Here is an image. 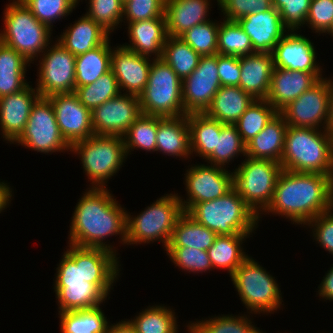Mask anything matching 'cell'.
Listing matches in <instances>:
<instances>
[{
    "mask_svg": "<svg viewBox=\"0 0 333 333\" xmlns=\"http://www.w3.org/2000/svg\"><path fill=\"white\" fill-rule=\"evenodd\" d=\"M39 97L36 87L28 85L20 92L0 98V128L7 143L13 144L24 131L32 106Z\"/></svg>",
    "mask_w": 333,
    "mask_h": 333,
    "instance_id": "obj_20",
    "label": "cell"
},
{
    "mask_svg": "<svg viewBox=\"0 0 333 333\" xmlns=\"http://www.w3.org/2000/svg\"><path fill=\"white\" fill-rule=\"evenodd\" d=\"M173 308L153 305L129 319L137 333H178L177 317Z\"/></svg>",
    "mask_w": 333,
    "mask_h": 333,
    "instance_id": "obj_39",
    "label": "cell"
},
{
    "mask_svg": "<svg viewBox=\"0 0 333 333\" xmlns=\"http://www.w3.org/2000/svg\"><path fill=\"white\" fill-rule=\"evenodd\" d=\"M322 78H324L322 77V73H310L274 67L266 100L280 112Z\"/></svg>",
    "mask_w": 333,
    "mask_h": 333,
    "instance_id": "obj_22",
    "label": "cell"
},
{
    "mask_svg": "<svg viewBox=\"0 0 333 333\" xmlns=\"http://www.w3.org/2000/svg\"><path fill=\"white\" fill-rule=\"evenodd\" d=\"M254 100L239 86H221L204 113L222 124L234 125Z\"/></svg>",
    "mask_w": 333,
    "mask_h": 333,
    "instance_id": "obj_30",
    "label": "cell"
},
{
    "mask_svg": "<svg viewBox=\"0 0 333 333\" xmlns=\"http://www.w3.org/2000/svg\"><path fill=\"white\" fill-rule=\"evenodd\" d=\"M274 67L310 73H322L311 40L296 31H288L272 51ZM318 63V64H317Z\"/></svg>",
    "mask_w": 333,
    "mask_h": 333,
    "instance_id": "obj_19",
    "label": "cell"
},
{
    "mask_svg": "<svg viewBox=\"0 0 333 333\" xmlns=\"http://www.w3.org/2000/svg\"><path fill=\"white\" fill-rule=\"evenodd\" d=\"M58 312L90 309L101 306L107 295L95 284L76 283L66 287H54Z\"/></svg>",
    "mask_w": 333,
    "mask_h": 333,
    "instance_id": "obj_32",
    "label": "cell"
},
{
    "mask_svg": "<svg viewBox=\"0 0 333 333\" xmlns=\"http://www.w3.org/2000/svg\"><path fill=\"white\" fill-rule=\"evenodd\" d=\"M138 97L142 114L163 118L184 115L182 80L162 58L153 57L148 82Z\"/></svg>",
    "mask_w": 333,
    "mask_h": 333,
    "instance_id": "obj_10",
    "label": "cell"
},
{
    "mask_svg": "<svg viewBox=\"0 0 333 333\" xmlns=\"http://www.w3.org/2000/svg\"><path fill=\"white\" fill-rule=\"evenodd\" d=\"M326 130L333 137V81H332V89L329 100L328 124Z\"/></svg>",
    "mask_w": 333,
    "mask_h": 333,
    "instance_id": "obj_60",
    "label": "cell"
},
{
    "mask_svg": "<svg viewBox=\"0 0 333 333\" xmlns=\"http://www.w3.org/2000/svg\"><path fill=\"white\" fill-rule=\"evenodd\" d=\"M217 2L224 19L228 21H238L249 14H257L273 7L272 0H217Z\"/></svg>",
    "mask_w": 333,
    "mask_h": 333,
    "instance_id": "obj_53",
    "label": "cell"
},
{
    "mask_svg": "<svg viewBox=\"0 0 333 333\" xmlns=\"http://www.w3.org/2000/svg\"><path fill=\"white\" fill-rule=\"evenodd\" d=\"M30 64L15 49L0 41V98L20 92L29 85L25 77Z\"/></svg>",
    "mask_w": 333,
    "mask_h": 333,
    "instance_id": "obj_31",
    "label": "cell"
},
{
    "mask_svg": "<svg viewBox=\"0 0 333 333\" xmlns=\"http://www.w3.org/2000/svg\"><path fill=\"white\" fill-rule=\"evenodd\" d=\"M117 255L103 248L81 247L82 277L97 285L107 296L120 273Z\"/></svg>",
    "mask_w": 333,
    "mask_h": 333,
    "instance_id": "obj_23",
    "label": "cell"
},
{
    "mask_svg": "<svg viewBox=\"0 0 333 333\" xmlns=\"http://www.w3.org/2000/svg\"><path fill=\"white\" fill-rule=\"evenodd\" d=\"M311 0H272V6L279 11L284 26L297 31L305 25Z\"/></svg>",
    "mask_w": 333,
    "mask_h": 333,
    "instance_id": "obj_51",
    "label": "cell"
},
{
    "mask_svg": "<svg viewBox=\"0 0 333 333\" xmlns=\"http://www.w3.org/2000/svg\"><path fill=\"white\" fill-rule=\"evenodd\" d=\"M326 33L329 34L333 38V22Z\"/></svg>",
    "mask_w": 333,
    "mask_h": 333,
    "instance_id": "obj_61",
    "label": "cell"
},
{
    "mask_svg": "<svg viewBox=\"0 0 333 333\" xmlns=\"http://www.w3.org/2000/svg\"><path fill=\"white\" fill-rule=\"evenodd\" d=\"M287 124L278 113L252 140L246 144V156L281 162Z\"/></svg>",
    "mask_w": 333,
    "mask_h": 333,
    "instance_id": "obj_29",
    "label": "cell"
},
{
    "mask_svg": "<svg viewBox=\"0 0 333 333\" xmlns=\"http://www.w3.org/2000/svg\"><path fill=\"white\" fill-rule=\"evenodd\" d=\"M247 313L269 314L280 309L283 302L275 277L248 256L230 276Z\"/></svg>",
    "mask_w": 333,
    "mask_h": 333,
    "instance_id": "obj_8",
    "label": "cell"
},
{
    "mask_svg": "<svg viewBox=\"0 0 333 333\" xmlns=\"http://www.w3.org/2000/svg\"><path fill=\"white\" fill-rule=\"evenodd\" d=\"M39 59V78L35 86L41 97L75 91L76 56L56 41Z\"/></svg>",
    "mask_w": 333,
    "mask_h": 333,
    "instance_id": "obj_12",
    "label": "cell"
},
{
    "mask_svg": "<svg viewBox=\"0 0 333 333\" xmlns=\"http://www.w3.org/2000/svg\"><path fill=\"white\" fill-rule=\"evenodd\" d=\"M110 38L102 45L76 56L75 87L94 83L111 69Z\"/></svg>",
    "mask_w": 333,
    "mask_h": 333,
    "instance_id": "obj_35",
    "label": "cell"
},
{
    "mask_svg": "<svg viewBox=\"0 0 333 333\" xmlns=\"http://www.w3.org/2000/svg\"><path fill=\"white\" fill-rule=\"evenodd\" d=\"M250 37L254 52L272 53L274 47L289 31L283 24L280 13L274 7L249 14L237 21Z\"/></svg>",
    "mask_w": 333,
    "mask_h": 333,
    "instance_id": "obj_21",
    "label": "cell"
},
{
    "mask_svg": "<svg viewBox=\"0 0 333 333\" xmlns=\"http://www.w3.org/2000/svg\"><path fill=\"white\" fill-rule=\"evenodd\" d=\"M106 188H87L76 204L70 223L69 242L79 247L103 248L116 254L106 244L109 236H119L126 244L127 211Z\"/></svg>",
    "mask_w": 333,
    "mask_h": 333,
    "instance_id": "obj_1",
    "label": "cell"
},
{
    "mask_svg": "<svg viewBox=\"0 0 333 333\" xmlns=\"http://www.w3.org/2000/svg\"><path fill=\"white\" fill-rule=\"evenodd\" d=\"M333 208V177L320 173L282 170L272 202L263 213L286 217L296 225Z\"/></svg>",
    "mask_w": 333,
    "mask_h": 333,
    "instance_id": "obj_2",
    "label": "cell"
},
{
    "mask_svg": "<svg viewBox=\"0 0 333 333\" xmlns=\"http://www.w3.org/2000/svg\"><path fill=\"white\" fill-rule=\"evenodd\" d=\"M220 87L217 54L201 56L196 69L182 80L184 115L204 113Z\"/></svg>",
    "mask_w": 333,
    "mask_h": 333,
    "instance_id": "obj_15",
    "label": "cell"
},
{
    "mask_svg": "<svg viewBox=\"0 0 333 333\" xmlns=\"http://www.w3.org/2000/svg\"><path fill=\"white\" fill-rule=\"evenodd\" d=\"M190 132L191 155L197 153L206 159L216 147L217 136L224 125L220 121L207 116L205 113L187 114Z\"/></svg>",
    "mask_w": 333,
    "mask_h": 333,
    "instance_id": "obj_34",
    "label": "cell"
},
{
    "mask_svg": "<svg viewBox=\"0 0 333 333\" xmlns=\"http://www.w3.org/2000/svg\"><path fill=\"white\" fill-rule=\"evenodd\" d=\"M152 59L140 55L120 44L111 54V70L114 73L120 92L139 96L149 78ZM123 89V90H122Z\"/></svg>",
    "mask_w": 333,
    "mask_h": 333,
    "instance_id": "obj_18",
    "label": "cell"
},
{
    "mask_svg": "<svg viewBox=\"0 0 333 333\" xmlns=\"http://www.w3.org/2000/svg\"><path fill=\"white\" fill-rule=\"evenodd\" d=\"M251 234L217 235L207 254L213 269H224L231 276L239 265L249 256L242 244ZM248 236V237H247Z\"/></svg>",
    "mask_w": 333,
    "mask_h": 333,
    "instance_id": "obj_33",
    "label": "cell"
},
{
    "mask_svg": "<svg viewBox=\"0 0 333 333\" xmlns=\"http://www.w3.org/2000/svg\"><path fill=\"white\" fill-rule=\"evenodd\" d=\"M186 171L184 184L188 197L185 200L179 196L184 212L192 204L220 198L233 188V174L224 167L196 164Z\"/></svg>",
    "mask_w": 333,
    "mask_h": 333,
    "instance_id": "obj_14",
    "label": "cell"
},
{
    "mask_svg": "<svg viewBox=\"0 0 333 333\" xmlns=\"http://www.w3.org/2000/svg\"><path fill=\"white\" fill-rule=\"evenodd\" d=\"M333 22V0H311L305 22L315 33H326Z\"/></svg>",
    "mask_w": 333,
    "mask_h": 333,
    "instance_id": "obj_54",
    "label": "cell"
},
{
    "mask_svg": "<svg viewBox=\"0 0 333 333\" xmlns=\"http://www.w3.org/2000/svg\"><path fill=\"white\" fill-rule=\"evenodd\" d=\"M331 89L332 80L322 78L279 113L289 126L326 130Z\"/></svg>",
    "mask_w": 333,
    "mask_h": 333,
    "instance_id": "obj_13",
    "label": "cell"
},
{
    "mask_svg": "<svg viewBox=\"0 0 333 333\" xmlns=\"http://www.w3.org/2000/svg\"><path fill=\"white\" fill-rule=\"evenodd\" d=\"M217 67L221 86H239V57L217 54Z\"/></svg>",
    "mask_w": 333,
    "mask_h": 333,
    "instance_id": "obj_56",
    "label": "cell"
},
{
    "mask_svg": "<svg viewBox=\"0 0 333 333\" xmlns=\"http://www.w3.org/2000/svg\"><path fill=\"white\" fill-rule=\"evenodd\" d=\"M3 17L4 29L0 32V41L30 63L50 45L53 30L37 20L21 0L7 4Z\"/></svg>",
    "mask_w": 333,
    "mask_h": 333,
    "instance_id": "obj_5",
    "label": "cell"
},
{
    "mask_svg": "<svg viewBox=\"0 0 333 333\" xmlns=\"http://www.w3.org/2000/svg\"><path fill=\"white\" fill-rule=\"evenodd\" d=\"M239 87L254 99H266L274 69L272 53L255 52L239 57Z\"/></svg>",
    "mask_w": 333,
    "mask_h": 333,
    "instance_id": "obj_24",
    "label": "cell"
},
{
    "mask_svg": "<svg viewBox=\"0 0 333 333\" xmlns=\"http://www.w3.org/2000/svg\"><path fill=\"white\" fill-rule=\"evenodd\" d=\"M184 213L178 193L162 196L137 216L127 212L126 245L159 240L167 248L173 229Z\"/></svg>",
    "mask_w": 333,
    "mask_h": 333,
    "instance_id": "obj_6",
    "label": "cell"
},
{
    "mask_svg": "<svg viewBox=\"0 0 333 333\" xmlns=\"http://www.w3.org/2000/svg\"><path fill=\"white\" fill-rule=\"evenodd\" d=\"M161 58L184 80L196 69L201 56L180 37L168 36Z\"/></svg>",
    "mask_w": 333,
    "mask_h": 333,
    "instance_id": "obj_40",
    "label": "cell"
},
{
    "mask_svg": "<svg viewBox=\"0 0 333 333\" xmlns=\"http://www.w3.org/2000/svg\"><path fill=\"white\" fill-rule=\"evenodd\" d=\"M246 156V144L242 140L237 127L231 124H224L217 136L216 147L205 159L209 164L225 167L235 156ZM238 155V156H237Z\"/></svg>",
    "mask_w": 333,
    "mask_h": 333,
    "instance_id": "obj_44",
    "label": "cell"
},
{
    "mask_svg": "<svg viewBox=\"0 0 333 333\" xmlns=\"http://www.w3.org/2000/svg\"><path fill=\"white\" fill-rule=\"evenodd\" d=\"M318 289L320 298L322 297L323 299L333 301V267L325 274Z\"/></svg>",
    "mask_w": 333,
    "mask_h": 333,
    "instance_id": "obj_57",
    "label": "cell"
},
{
    "mask_svg": "<svg viewBox=\"0 0 333 333\" xmlns=\"http://www.w3.org/2000/svg\"><path fill=\"white\" fill-rule=\"evenodd\" d=\"M13 143L45 154L71 149L60 132L51 100L41 96L32 106L24 131Z\"/></svg>",
    "mask_w": 333,
    "mask_h": 333,
    "instance_id": "obj_11",
    "label": "cell"
},
{
    "mask_svg": "<svg viewBox=\"0 0 333 333\" xmlns=\"http://www.w3.org/2000/svg\"><path fill=\"white\" fill-rule=\"evenodd\" d=\"M217 234L184 212L178 219L167 247H193L207 251Z\"/></svg>",
    "mask_w": 333,
    "mask_h": 333,
    "instance_id": "obj_36",
    "label": "cell"
},
{
    "mask_svg": "<svg viewBox=\"0 0 333 333\" xmlns=\"http://www.w3.org/2000/svg\"><path fill=\"white\" fill-rule=\"evenodd\" d=\"M283 170L333 177V137L327 130L287 126Z\"/></svg>",
    "mask_w": 333,
    "mask_h": 333,
    "instance_id": "obj_3",
    "label": "cell"
},
{
    "mask_svg": "<svg viewBox=\"0 0 333 333\" xmlns=\"http://www.w3.org/2000/svg\"><path fill=\"white\" fill-rule=\"evenodd\" d=\"M130 44H123L140 55L161 58L168 38L166 18H153L127 24Z\"/></svg>",
    "mask_w": 333,
    "mask_h": 333,
    "instance_id": "obj_25",
    "label": "cell"
},
{
    "mask_svg": "<svg viewBox=\"0 0 333 333\" xmlns=\"http://www.w3.org/2000/svg\"><path fill=\"white\" fill-rule=\"evenodd\" d=\"M37 20L51 30L55 20L68 16L79 4L78 0H21Z\"/></svg>",
    "mask_w": 333,
    "mask_h": 333,
    "instance_id": "obj_47",
    "label": "cell"
},
{
    "mask_svg": "<svg viewBox=\"0 0 333 333\" xmlns=\"http://www.w3.org/2000/svg\"><path fill=\"white\" fill-rule=\"evenodd\" d=\"M278 113L266 99H255L234 125L237 127L244 143L247 144Z\"/></svg>",
    "mask_w": 333,
    "mask_h": 333,
    "instance_id": "obj_41",
    "label": "cell"
},
{
    "mask_svg": "<svg viewBox=\"0 0 333 333\" xmlns=\"http://www.w3.org/2000/svg\"><path fill=\"white\" fill-rule=\"evenodd\" d=\"M70 152L81 158L83 171L91 181L90 187L106 188V183L119 172L127 159L123 137L92 135L76 142Z\"/></svg>",
    "mask_w": 333,
    "mask_h": 333,
    "instance_id": "obj_7",
    "label": "cell"
},
{
    "mask_svg": "<svg viewBox=\"0 0 333 333\" xmlns=\"http://www.w3.org/2000/svg\"><path fill=\"white\" fill-rule=\"evenodd\" d=\"M67 251L57 265L54 287H66L67 284L86 283L81 273V247L69 244Z\"/></svg>",
    "mask_w": 333,
    "mask_h": 333,
    "instance_id": "obj_50",
    "label": "cell"
},
{
    "mask_svg": "<svg viewBox=\"0 0 333 333\" xmlns=\"http://www.w3.org/2000/svg\"><path fill=\"white\" fill-rule=\"evenodd\" d=\"M306 226H311L314 240L333 256V208L313 218Z\"/></svg>",
    "mask_w": 333,
    "mask_h": 333,
    "instance_id": "obj_55",
    "label": "cell"
},
{
    "mask_svg": "<svg viewBox=\"0 0 333 333\" xmlns=\"http://www.w3.org/2000/svg\"><path fill=\"white\" fill-rule=\"evenodd\" d=\"M165 2L166 0H126L122 20L131 23L153 18H165Z\"/></svg>",
    "mask_w": 333,
    "mask_h": 333,
    "instance_id": "obj_52",
    "label": "cell"
},
{
    "mask_svg": "<svg viewBox=\"0 0 333 333\" xmlns=\"http://www.w3.org/2000/svg\"><path fill=\"white\" fill-rule=\"evenodd\" d=\"M107 333H137L135 327L127 320L109 324Z\"/></svg>",
    "mask_w": 333,
    "mask_h": 333,
    "instance_id": "obj_58",
    "label": "cell"
},
{
    "mask_svg": "<svg viewBox=\"0 0 333 333\" xmlns=\"http://www.w3.org/2000/svg\"><path fill=\"white\" fill-rule=\"evenodd\" d=\"M9 186L4 181L0 182V213L11 203L13 193Z\"/></svg>",
    "mask_w": 333,
    "mask_h": 333,
    "instance_id": "obj_59",
    "label": "cell"
},
{
    "mask_svg": "<svg viewBox=\"0 0 333 333\" xmlns=\"http://www.w3.org/2000/svg\"><path fill=\"white\" fill-rule=\"evenodd\" d=\"M156 141V152L177 158H190V132L187 115L165 118L158 116Z\"/></svg>",
    "mask_w": 333,
    "mask_h": 333,
    "instance_id": "obj_27",
    "label": "cell"
},
{
    "mask_svg": "<svg viewBox=\"0 0 333 333\" xmlns=\"http://www.w3.org/2000/svg\"><path fill=\"white\" fill-rule=\"evenodd\" d=\"M109 34L101 25L84 14L75 24L68 26L56 41L77 56L104 44L109 39Z\"/></svg>",
    "mask_w": 333,
    "mask_h": 333,
    "instance_id": "obj_28",
    "label": "cell"
},
{
    "mask_svg": "<svg viewBox=\"0 0 333 333\" xmlns=\"http://www.w3.org/2000/svg\"><path fill=\"white\" fill-rule=\"evenodd\" d=\"M88 5L85 14L109 33L117 29L118 25H121L119 23H125L122 20L124 8L122 0H89Z\"/></svg>",
    "mask_w": 333,
    "mask_h": 333,
    "instance_id": "obj_49",
    "label": "cell"
},
{
    "mask_svg": "<svg viewBox=\"0 0 333 333\" xmlns=\"http://www.w3.org/2000/svg\"><path fill=\"white\" fill-rule=\"evenodd\" d=\"M217 35L218 54L242 57L254 52L250 37L237 21H220Z\"/></svg>",
    "mask_w": 333,
    "mask_h": 333,
    "instance_id": "obj_43",
    "label": "cell"
},
{
    "mask_svg": "<svg viewBox=\"0 0 333 333\" xmlns=\"http://www.w3.org/2000/svg\"><path fill=\"white\" fill-rule=\"evenodd\" d=\"M61 333H107L109 322L101 307L58 313Z\"/></svg>",
    "mask_w": 333,
    "mask_h": 333,
    "instance_id": "obj_37",
    "label": "cell"
},
{
    "mask_svg": "<svg viewBox=\"0 0 333 333\" xmlns=\"http://www.w3.org/2000/svg\"><path fill=\"white\" fill-rule=\"evenodd\" d=\"M219 24L218 21L209 20L193 26L179 37L200 56L216 55Z\"/></svg>",
    "mask_w": 333,
    "mask_h": 333,
    "instance_id": "obj_46",
    "label": "cell"
},
{
    "mask_svg": "<svg viewBox=\"0 0 333 333\" xmlns=\"http://www.w3.org/2000/svg\"><path fill=\"white\" fill-rule=\"evenodd\" d=\"M48 98L54 108L60 132L70 146L94 135L91 111L74 92L54 94Z\"/></svg>",
    "mask_w": 333,
    "mask_h": 333,
    "instance_id": "obj_17",
    "label": "cell"
},
{
    "mask_svg": "<svg viewBox=\"0 0 333 333\" xmlns=\"http://www.w3.org/2000/svg\"><path fill=\"white\" fill-rule=\"evenodd\" d=\"M282 170L281 164L276 161L245 156L243 162L232 172L233 188L259 218H262L260 214L272 202Z\"/></svg>",
    "mask_w": 333,
    "mask_h": 333,
    "instance_id": "obj_9",
    "label": "cell"
},
{
    "mask_svg": "<svg viewBox=\"0 0 333 333\" xmlns=\"http://www.w3.org/2000/svg\"><path fill=\"white\" fill-rule=\"evenodd\" d=\"M157 130L158 116L141 114L123 135L127 156L135 148L155 152Z\"/></svg>",
    "mask_w": 333,
    "mask_h": 333,
    "instance_id": "obj_42",
    "label": "cell"
},
{
    "mask_svg": "<svg viewBox=\"0 0 333 333\" xmlns=\"http://www.w3.org/2000/svg\"><path fill=\"white\" fill-rule=\"evenodd\" d=\"M74 93L79 101L90 111L103 104L104 102L118 96L121 92L117 79L110 69L101 75L94 83L75 87Z\"/></svg>",
    "mask_w": 333,
    "mask_h": 333,
    "instance_id": "obj_45",
    "label": "cell"
},
{
    "mask_svg": "<svg viewBox=\"0 0 333 333\" xmlns=\"http://www.w3.org/2000/svg\"><path fill=\"white\" fill-rule=\"evenodd\" d=\"M165 251L171 261L182 271L198 274L213 270L207 251L193 247H167Z\"/></svg>",
    "mask_w": 333,
    "mask_h": 333,
    "instance_id": "obj_48",
    "label": "cell"
},
{
    "mask_svg": "<svg viewBox=\"0 0 333 333\" xmlns=\"http://www.w3.org/2000/svg\"><path fill=\"white\" fill-rule=\"evenodd\" d=\"M222 315L187 325L188 333H264L255 327L248 315Z\"/></svg>",
    "mask_w": 333,
    "mask_h": 333,
    "instance_id": "obj_38",
    "label": "cell"
},
{
    "mask_svg": "<svg viewBox=\"0 0 333 333\" xmlns=\"http://www.w3.org/2000/svg\"><path fill=\"white\" fill-rule=\"evenodd\" d=\"M185 212L217 235L252 234L260 221L234 188L220 198L192 204Z\"/></svg>",
    "mask_w": 333,
    "mask_h": 333,
    "instance_id": "obj_4",
    "label": "cell"
},
{
    "mask_svg": "<svg viewBox=\"0 0 333 333\" xmlns=\"http://www.w3.org/2000/svg\"><path fill=\"white\" fill-rule=\"evenodd\" d=\"M141 114L139 97L121 92L91 111L93 132L123 137Z\"/></svg>",
    "mask_w": 333,
    "mask_h": 333,
    "instance_id": "obj_16",
    "label": "cell"
},
{
    "mask_svg": "<svg viewBox=\"0 0 333 333\" xmlns=\"http://www.w3.org/2000/svg\"><path fill=\"white\" fill-rule=\"evenodd\" d=\"M210 0H166L165 18L168 36L179 37L195 25L205 23Z\"/></svg>",
    "mask_w": 333,
    "mask_h": 333,
    "instance_id": "obj_26",
    "label": "cell"
}]
</instances>
